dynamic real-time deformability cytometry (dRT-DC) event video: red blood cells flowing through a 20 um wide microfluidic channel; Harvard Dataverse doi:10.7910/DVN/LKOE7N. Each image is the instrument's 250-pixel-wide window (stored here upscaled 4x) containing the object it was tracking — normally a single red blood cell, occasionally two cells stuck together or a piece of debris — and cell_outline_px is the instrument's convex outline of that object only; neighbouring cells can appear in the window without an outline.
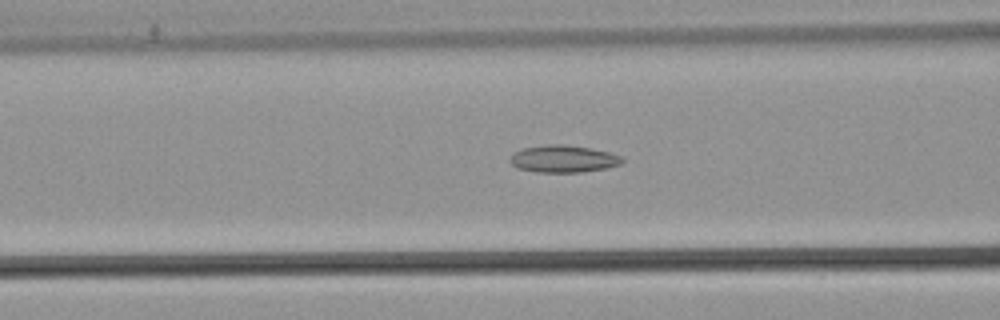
{"species": "common noctule bat (a hibernating species)", "species_latin": "Nyctalus noctula", "temperature_condition": "warm", "stored_images_in_passage": 54, "camera_frame_rate_fps": 3000, "um_per_image_px": 0.085, "animal": {"sex": "male", "body_mass_g": 21.5, "forearm_length_mm": 52.0}, "frame": {"image": 1, "passage_image": 22, "time_ms": 7.0, "image_size_px": [1000, 320], "cell_outline_px": [[624, 160], [620, 164], [608, 168], [580, 172], [536, 172], [516, 168], [508, 160], [512, 152], [520, 148], [548, 144], [564, 144], [588, 148], [608, 152], [620, 156]], "centroid_in_image_um": [47.81, 13.5], "position_along_channel_um": 118.8, "area_um2": 17.92}}
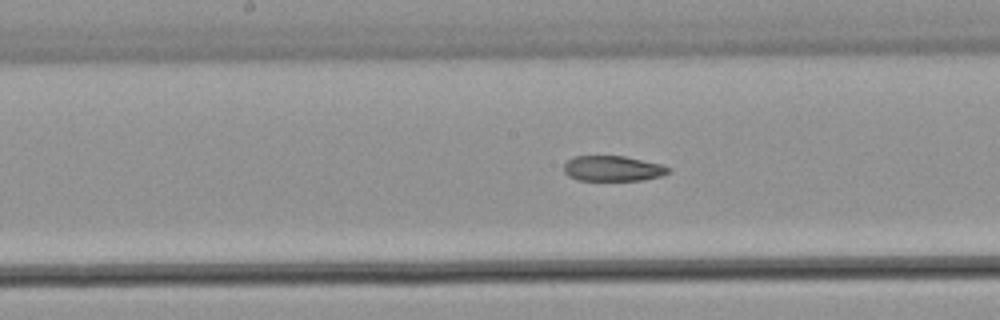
{"frame": {"image": 2, "passage_image": 28, "time_ms": 9.0, "image_size_px": [1000, 320], "cell_outline_px": [[672, 172], [660, 176], [644, 180], [576, 180], [568, 176], [564, 172], [564, 164], [572, 156], [624, 156], [660, 164], [672, 168]], "centroid_in_image_um": [52.09, 14.32], "position_along_channel_um": 196.1, "area_um2": 15.55}}
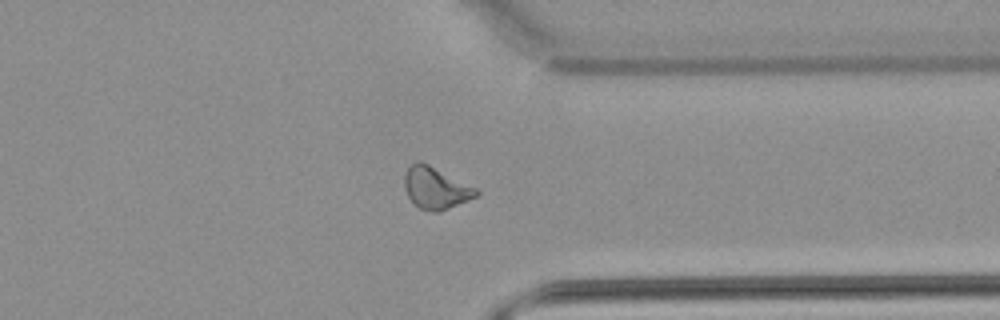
{"frame": {"image": 3, "passage_image": 42, "time_ms": 13.667, "image_size_px": [1000, 320], "cell_outline_px": [[480, 192], [476, 196], [468, 200], [448, 208], [436, 212], [432, 212], [420, 208], [408, 196], [404, 188], [404, 176], [408, 168], [416, 160], [420, 160], [476, 188]], "centroid_in_image_um": [37.01, 15.97], "position_along_channel_um": 374.4, "area_um2": 17.17}, "authors_computed_cell_mechanics": {"area_um2": 17.5423, "velocity_mm_per_s": 3.8769, "shape_relaxation_time_tau1_ms": null, "shape_relaxation_time_tau2_ms": 6.4402, "deformation_change_tau1": null, "deformation_change_tau2": 0.144}}